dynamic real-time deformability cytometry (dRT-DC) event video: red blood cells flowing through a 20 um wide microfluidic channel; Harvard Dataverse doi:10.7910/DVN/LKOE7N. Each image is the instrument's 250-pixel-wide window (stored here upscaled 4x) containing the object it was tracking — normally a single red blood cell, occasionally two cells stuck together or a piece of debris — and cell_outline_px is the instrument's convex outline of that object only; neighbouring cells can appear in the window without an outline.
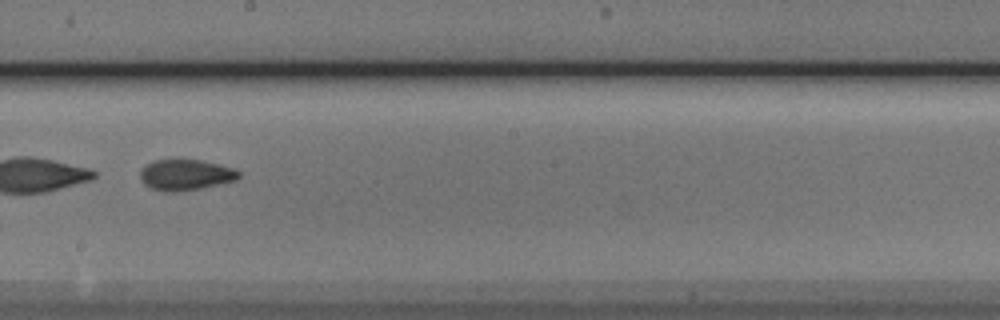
{"species": "Egyptian fruit bat (a non-hibernating species)", "species_latin": "Rousettus aegyptiacus", "temperature_condition": "cold", "stored_images_in_passage": 47, "segment_of_instrument_passage": [2, 2], "camera_frame_rate_fps": 3000, "um_per_image_px": 0.085, "animal": {"sex": "male"}, "frame": {"image": 1, "passage_image": 25, "time_ms": 8.0, "image_size_px": [1000, 320], "cell_outline_px": [[240, 176], [236, 180], [200, 188], [176, 192], [164, 192], [152, 188], [144, 184], [140, 180], [140, 168], [152, 160], [200, 160], [220, 164], [232, 168], [240, 172]], "centroid_in_image_um": [15.73, 14.86], "position_along_channel_um": 232.5, "area_um2": 17.74}}